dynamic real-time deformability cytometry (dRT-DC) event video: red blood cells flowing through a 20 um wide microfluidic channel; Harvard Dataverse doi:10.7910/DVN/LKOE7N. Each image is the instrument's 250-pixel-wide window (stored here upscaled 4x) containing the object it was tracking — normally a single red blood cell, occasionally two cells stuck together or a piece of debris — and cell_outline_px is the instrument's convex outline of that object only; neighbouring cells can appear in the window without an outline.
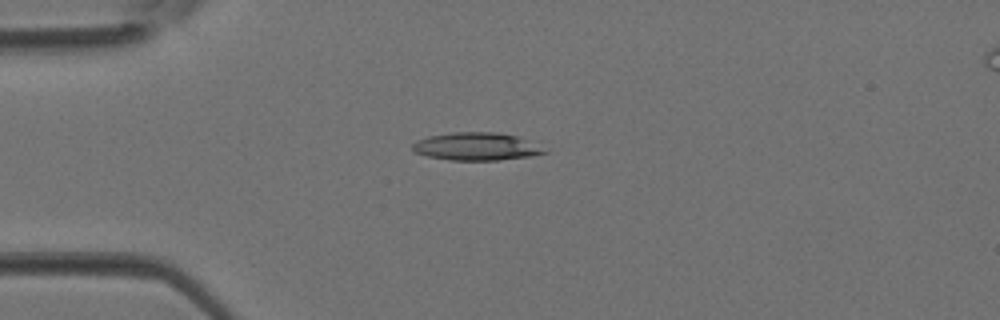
{"species": "Egyptian fruit bat (a non-hibernating species)", "species_latin": "Rousettus aegyptiacus", "temperature_condition": "room temperature", "stored_images_in_passage": 4, "camera_frame_rate_fps": 3000, "um_per_image_px": 0.085, "animal": {"sex": "female"}, "frame": {"image": 1, "passage_image": 3, "time_ms": 0.667, "image_size_px": [1000, 320], "cell_outline_px": [[548, 152], [532, 156], [500, 160], [448, 160], [428, 156], [416, 152], [412, 148], [412, 144], [416, 140], [428, 136], [452, 132], [496, 132], [540, 140]], "centroid_in_image_um": [40.63, 12.44], "position_along_channel_um": 44.4, "area_um2": 22.02}}